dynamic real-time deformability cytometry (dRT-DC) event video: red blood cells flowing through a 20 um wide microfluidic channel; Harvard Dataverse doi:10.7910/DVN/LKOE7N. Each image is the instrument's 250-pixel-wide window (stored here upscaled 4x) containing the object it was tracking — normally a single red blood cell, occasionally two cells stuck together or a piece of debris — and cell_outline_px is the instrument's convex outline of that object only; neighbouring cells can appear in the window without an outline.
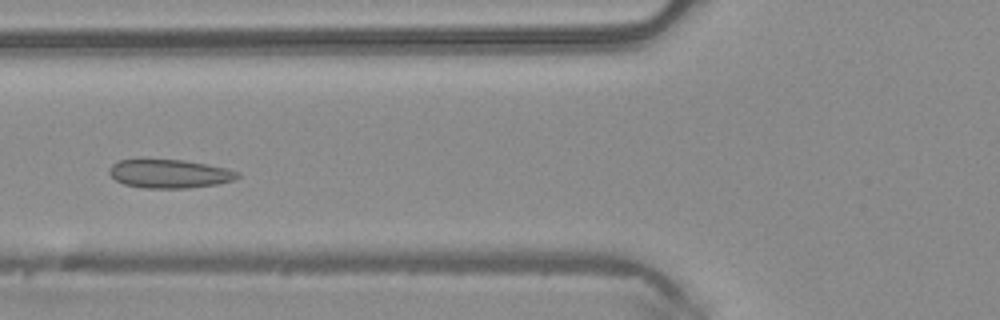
{"species": "common noctule bat (a hibernating species)", "species_latin": "Nyctalus noctula", "temperature_condition": "warm", "stored_images_in_passage": 8, "camera_frame_rate_fps": 3000, "um_per_image_px": 0.085, "animal": {"sex": "male", "body_mass_g": 20.4}, "frame": {"image": 1, "passage_image": 5, "time_ms": 1.333, "image_size_px": [1000, 320], "cell_outline_px": [[240, 176], [232, 180], [216, 184], [188, 188], [144, 188], [124, 184], [116, 180], [108, 172], [108, 168], [116, 160], [140, 156], [184, 160], [208, 164], [240, 172]], "centroid_in_image_um": [14.3, 14.71], "position_along_channel_um": 111.5, "area_um2": 22.25}}